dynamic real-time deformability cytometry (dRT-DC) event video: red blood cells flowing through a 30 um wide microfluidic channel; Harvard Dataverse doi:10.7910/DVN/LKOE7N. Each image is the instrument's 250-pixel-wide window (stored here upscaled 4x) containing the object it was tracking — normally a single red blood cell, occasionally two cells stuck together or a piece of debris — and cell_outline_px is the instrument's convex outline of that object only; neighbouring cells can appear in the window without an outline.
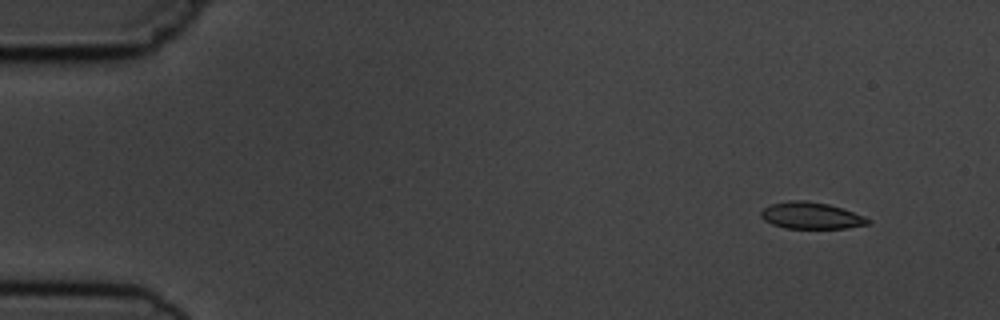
{"species": "common noctule bat (a hibernating species)", "species_latin": "Nyctalus noctula", "temperature_condition": "cold", "stored_images_in_passage": 4, "camera_frame_rate_fps": 3000, "um_per_image_px": 0.085, "animal": {"sex": "male", "body_mass_g": 19.5, "forearm_length_mm": 54.6}, "frame": {"image": 1, "passage_image": 1, "time_ms": 0.0, "image_size_px": [1000, 320], "cell_outline_px": [[872, 220], [868, 224], [848, 228], [784, 228], [772, 224], [764, 220], [760, 216], [760, 212], [764, 208], [772, 204], [788, 200], [804, 200], [828, 204], [864, 216]], "centroid_in_image_um": [68.92, 18.33], "position_along_channel_um": 16.1, "area_um2": 16.53}}
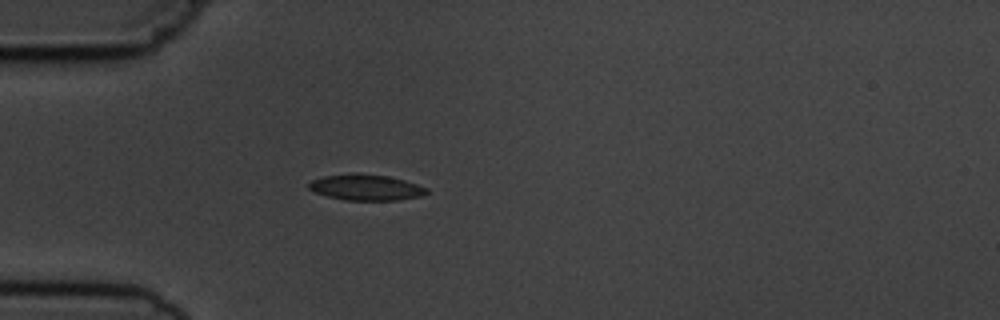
{"frame": {"image": 2, "passage_image": 4, "time_ms": 3.667, "image_size_px": [1000, 320], "cell_outline_px": [[428, 192], [420, 196], [400, 200], [344, 200], [328, 196], [316, 192], [308, 188], [308, 184], [312, 180], [324, 176], [352, 172], [356, 172], [388, 176], [404, 180], [428, 188]], "centroid_in_image_um": [31.1, 15.91], "position_along_channel_um": 53.9, "area_um2": 17.86}}